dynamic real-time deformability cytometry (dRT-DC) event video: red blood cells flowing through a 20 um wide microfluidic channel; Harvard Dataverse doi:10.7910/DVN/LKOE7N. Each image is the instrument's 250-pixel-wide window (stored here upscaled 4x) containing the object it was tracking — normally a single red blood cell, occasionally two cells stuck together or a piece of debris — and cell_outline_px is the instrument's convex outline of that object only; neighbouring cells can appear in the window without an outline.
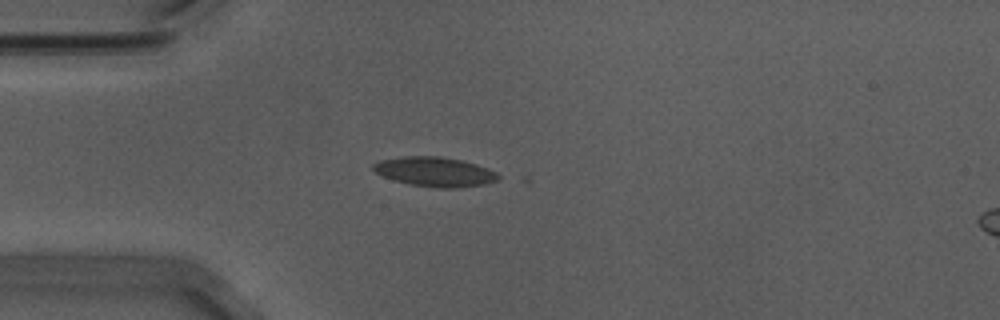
{"species": "Egyptian fruit bat (a non-hibernating species)", "species_latin": "Rousettus aegyptiacus", "temperature_condition": "warm", "stored_images_in_passage": 14, "camera_frame_rate_fps": 3000, "um_per_image_px": 0.085, "animal": {"sex": "male"}, "frame": {"image": 1, "passage_image": 10, "time_ms": 3.0, "image_size_px": [1000, 320], "cell_outline_px": [[500, 176], [496, 180], [484, 184], [456, 188], [436, 188], [408, 184], [392, 180], [376, 172], [372, 168], [372, 164], [380, 160], [404, 156], [440, 156], [460, 160], [476, 164], [488, 168], [496, 172]], "centroid_in_image_um": [36.94, 14.6], "position_along_channel_um": 48.1, "area_um2": 21.5}}